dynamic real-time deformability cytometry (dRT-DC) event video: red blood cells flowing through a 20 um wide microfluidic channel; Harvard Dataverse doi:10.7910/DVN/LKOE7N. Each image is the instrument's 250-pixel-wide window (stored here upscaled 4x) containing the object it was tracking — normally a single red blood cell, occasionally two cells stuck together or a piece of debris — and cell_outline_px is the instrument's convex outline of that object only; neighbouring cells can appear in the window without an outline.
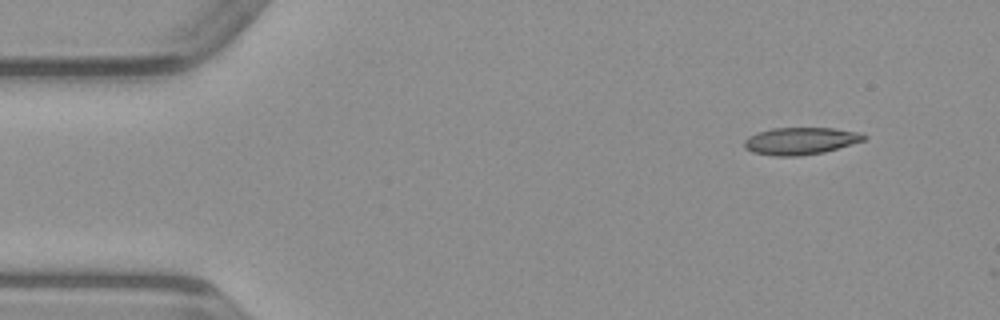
{"species": "common noctule bat (a hibernating species)", "species_latin": "Nyctalus noctula", "temperature_condition": "warm", "stored_images_in_passage": 8, "camera_frame_rate_fps": 3000, "um_per_image_px": 0.085, "animal": {"sex": "male", "body_mass_g": 23.1, "forearm_length_mm": 52.7}, "frame": {"image": 1, "passage_image": 1, "time_ms": 0.0, "image_size_px": [1000, 320], "cell_outline_px": [[868, 136], [864, 140], [824, 152], [800, 156], [772, 156], [752, 152], [744, 148], [744, 140], [748, 136], [756, 132], [772, 128], [832, 128], [864, 132]], "centroid_in_image_um": [68.03, 11.97], "position_along_channel_um": 17.0, "area_um2": 19.19}}